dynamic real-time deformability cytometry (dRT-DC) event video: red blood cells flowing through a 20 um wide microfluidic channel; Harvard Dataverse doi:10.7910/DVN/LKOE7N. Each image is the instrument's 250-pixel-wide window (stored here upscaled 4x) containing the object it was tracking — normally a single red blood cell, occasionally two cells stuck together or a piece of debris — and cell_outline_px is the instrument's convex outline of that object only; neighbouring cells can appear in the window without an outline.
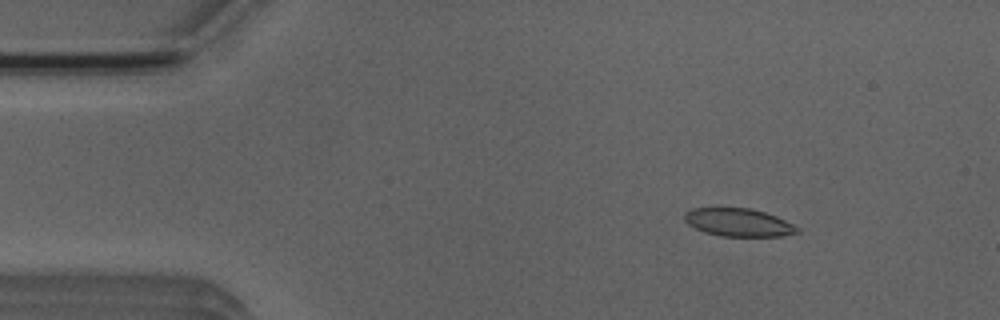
{"species": "Egyptian fruit bat (a non-hibernating species)", "species_latin": "Rousettus aegyptiacus", "temperature_condition": "room temperature", "stored_images_in_passage": 3, "camera_frame_rate_fps": 3000, "um_per_image_px": 0.085, "animal": {"sex": "male"}, "frame": {"image": 1, "passage_image": 1, "time_ms": 0.0, "image_size_px": [1000, 320], "cell_outline_px": [[800, 232], [780, 236], [720, 236], [704, 232], [688, 224], [684, 220], [684, 212], [692, 208], [752, 208], [776, 216], [800, 228]], "centroid_in_image_um": [62.75, 18.9], "position_along_channel_um": 22.2, "area_um2": 18.38}}
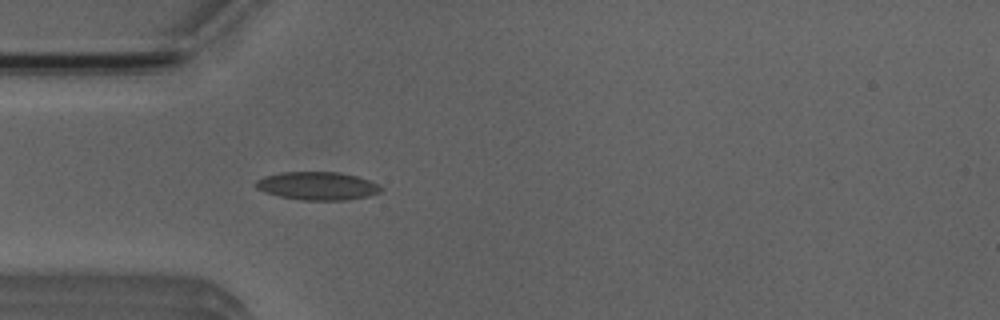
{"frame": {"image": 2, "passage_image": 3, "time_ms": 2.667, "image_size_px": [1000, 320], "cell_outline_px": [[384, 188], [380, 192], [368, 196], [348, 200], [300, 200], [280, 196], [264, 192], [256, 188], [252, 184], [256, 180], [264, 176], [280, 172], [340, 172], [356, 176], [368, 180]], "centroid_in_image_um": [26.94, 15.8], "position_along_channel_um": 58.1, "area_um2": 20.63}}